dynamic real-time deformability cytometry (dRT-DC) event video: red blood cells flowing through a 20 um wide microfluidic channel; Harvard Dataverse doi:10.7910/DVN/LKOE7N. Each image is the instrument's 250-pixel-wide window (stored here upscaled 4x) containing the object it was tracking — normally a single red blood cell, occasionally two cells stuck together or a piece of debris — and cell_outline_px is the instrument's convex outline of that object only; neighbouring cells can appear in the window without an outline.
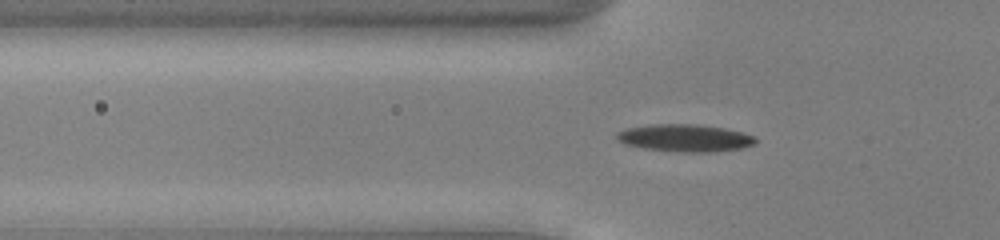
{"species": "common noctule bat (a hibernating species)", "species_latin": "Nyctalus noctula", "temperature_condition": "cold", "stored_images_in_passage": 38, "camera_frame_rate_fps": 3000, "um_per_image_px": 0.085, "animal": {"sex": "male", "body_mass_g": 13.0, "forearm_length_mm": 53.1}, "frame": {"image": 1, "passage_image": 3, "time_ms": 0.667, "image_size_px": [1000, 240], "cell_outline_px": [[752, 140], [744, 144], [716, 148], [680, 148], [644, 144], [628, 140], [624, 136], [628, 132], [652, 128], [700, 128], [728, 132], [748, 136]], "centroid_in_image_um": [58.39, 11.72], "position_along_channel_um": 67.4, "area_um2": 14.16}}
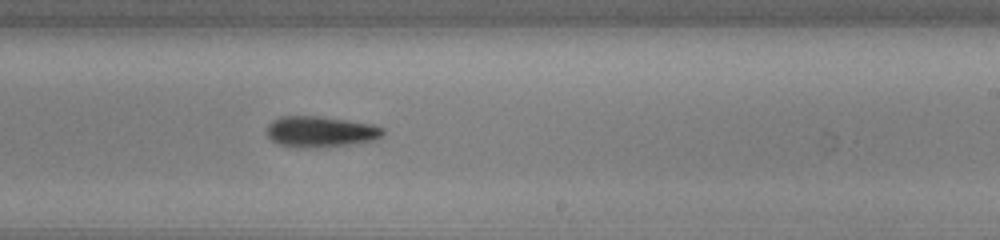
{"frame": {"image": 2, "passage_image": 18, "time_ms": 5.667, "image_size_px": [1000, 240], "cell_outline_px": [[380, 132], [372, 136], [344, 140], [284, 140], [276, 136], [272, 132], [272, 128], [276, 124], [284, 120], [320, 120], [352, 124], [376, 128]], "centroid_in_image_um": [27.26, 11.1], "position_along_channel_um": 261.7, "area_um2": 12.48}}
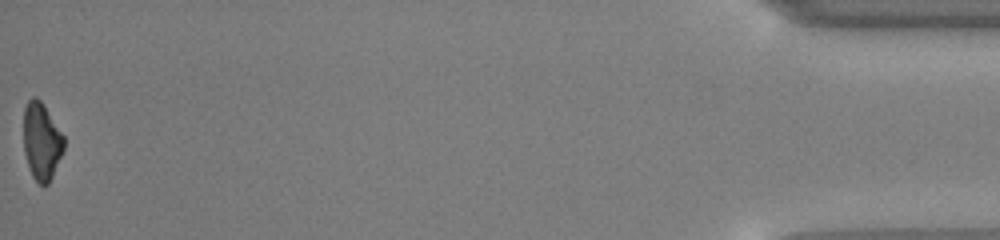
{"frame": {"image": 3, "passage_image": 38, "time_ms": 12.333, "image_size_px": [1000, 240], "cell_outline_px": [[64, 144], [48, 180], [44, 184], [40, 184], [32, 172], [28, 160], [24, 140], [24, 116], [28, 104], [32, 100], [36, 100], [44, 108], [64, 136]], "centroid_in_image_um": [3.53, 12.0], "position_along_channel_um": 431.7, "area_um2": 16.07}}